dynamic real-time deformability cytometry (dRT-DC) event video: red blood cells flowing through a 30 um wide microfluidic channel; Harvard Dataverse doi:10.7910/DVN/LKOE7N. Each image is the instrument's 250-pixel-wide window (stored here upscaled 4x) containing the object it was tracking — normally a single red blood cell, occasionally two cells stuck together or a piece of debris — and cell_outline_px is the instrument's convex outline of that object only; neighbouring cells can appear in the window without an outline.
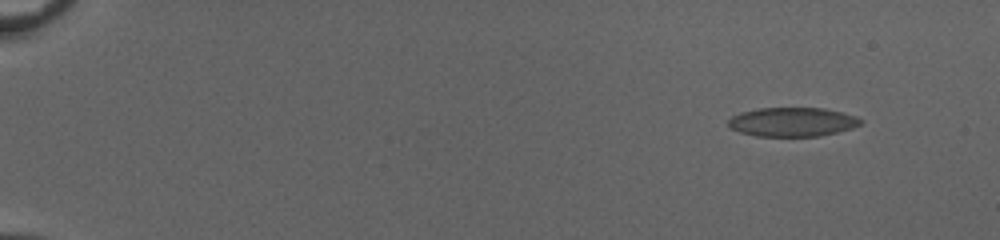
{"species": "common noctule bat (a hibernating species)", "species_latin": "Nyctalus noctula", "temperature_condition": "cold", "stored_images_in_passage": 51, "camera_frame_rate_fps": 3000, "um_per_image_px": 0.085, "animal": {"sex": "female", "body_mass_g": 20.0, "forearm_length_mm": 54.0}, "frame": {"image": 1, "passage_image": 1, "time_ms": 0.0, "image_size_px": [1000, 240], "cell_outline_px": [[864, 120], [860, 124], [852, 128], [820, 136], [756, 136], [740, 132], [732, 128], [728, 124], [728, 120], [732, 116], [740, 112], [760, 108], [824, 108], [856, 116]], "centroid_in_image_um": [67.35, 10.36], "position_along_channel_um": 17.6, "area_um2": 22.31}}
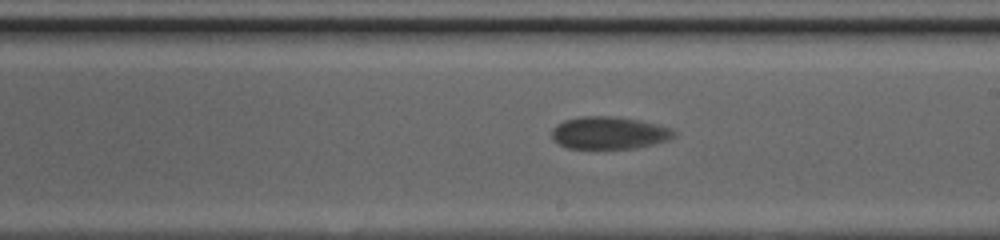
{"frame": {"image": 2, "passage_image": 30, "time_ms": 9.667, "image_size_px": [1000, 240], "cell_outline_px": [[676, 136], [652, 144], [636, 148], [568, 148], [552, 140], [552, 128], [556, 124], [564, 120], [580, 116], [620, 116], [640, 120], [672, 128], [676, 132]], "centroid_in_image_um": [51.75, 11.27], "position_along_channel_um": 237.2, "area_um2": 23.18}}
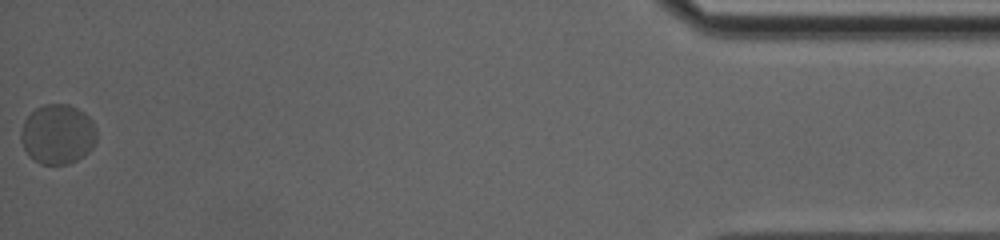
{"frame": {"image": 3, "passage_image": 51, "time_ms": 16.667, "image_size_px": [1000, 240], "cell_outline_px": [[96, 140], [92, 148], [88, 152], [76, 160], [68, 164], [40, 164], [32, 160], [28, 156], [20, 140], [20, 132], [24, 120], [36, 108], [44, 104], [68, 104], [84, 112], [92, 120], [96, 128]], "centroid_in_image_um": [4.88, 11.41], "position_along_channel_um": 430.3, "area_um2": 26.59}, "authors_computed_cell_mechanics": {"area_um2": 23.1778, "velocity_mm_per_s": 3.8943, "shape_relaxation_time_tau1_ms": 3.6801, "shape_relaxation_time_tau2_ms": null, "deformation_change_tau1": 0.079, "deformation_change_tau2": null}}